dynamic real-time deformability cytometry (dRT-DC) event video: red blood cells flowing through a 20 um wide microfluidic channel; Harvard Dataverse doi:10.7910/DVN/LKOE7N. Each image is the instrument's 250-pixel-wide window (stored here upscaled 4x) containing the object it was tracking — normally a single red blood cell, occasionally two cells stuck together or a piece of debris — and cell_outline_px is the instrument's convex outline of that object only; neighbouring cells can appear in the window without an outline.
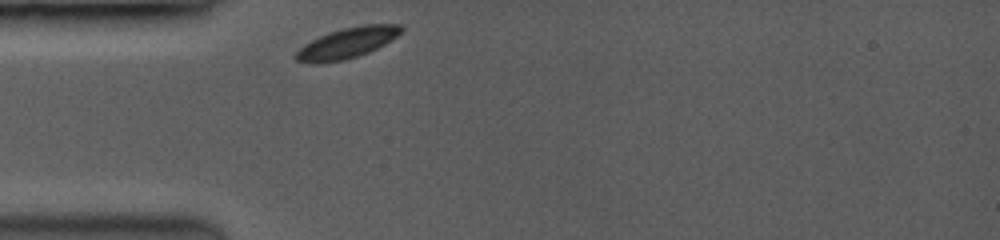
{"species": "common noctule bat (a hibernating species)", "species_latin": "Nyctalus noctula", "temperature_condition": "room temperature", "stored_images_in_passage": 1, "camera_frame_rate_fps": 3500, "um_per_image_px": 0.085, "animal": {"sex": "female", "body_mass_g": 19.0, "forearm_length_mm": 53.3}, "frame": {"image": 1, "passage_image": 1, "time_ms": 0.0, "image_size_px": [1000, 240], "cell_outline_px": [[404, 32], [392, 40], [368, 52], [344, 60], [296, 60], [292, 56], [304, 44], [328, 32], [344, 28], [364, 24], [400, 24], [404, 28]], "centroid_in_image_um": [29.62, 3.58], "position_along_channel_um": 55.4, "area_um2": 18.15}}